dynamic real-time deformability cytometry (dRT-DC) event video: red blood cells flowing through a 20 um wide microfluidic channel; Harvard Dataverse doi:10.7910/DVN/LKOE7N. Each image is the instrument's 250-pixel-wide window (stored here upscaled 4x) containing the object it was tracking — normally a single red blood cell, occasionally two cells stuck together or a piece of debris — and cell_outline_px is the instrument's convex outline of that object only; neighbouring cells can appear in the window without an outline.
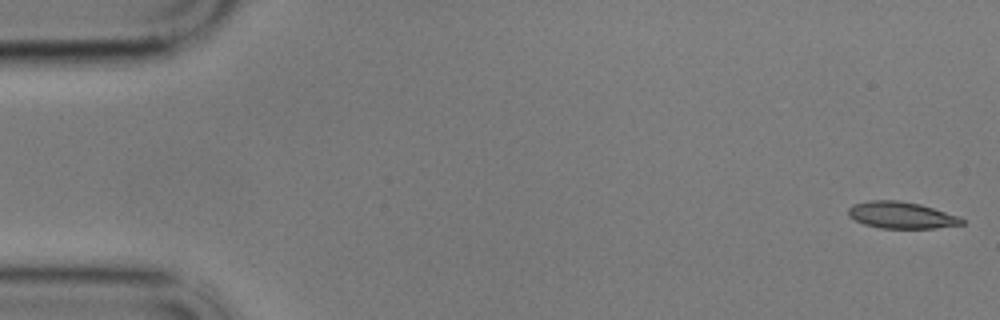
{"species": "common noctule bat (a hibernating species)", "species_latin": "Nyctalus noctula", "temperature_condition": "cold", "stored_images_in_passage": 59, "camera_frame_rate_fps": 3000, "um_per_image_px": 0.085, "animal": {"sex": "male", "body_mass_g": 17.9}, "frame": {"image": 1, "passage_image": 1, "time_ms": 0.0, "image_size_px": [1000, 320], "cell_outline_px": [[964, 224], [936, 228], [880, 228], [864, 224], [848, 216], [848, 208], [852, 204], [868, 200], [900, 200], [920, 204], [960, 216], [964, 220]], "centroid_in_image_um": [76.61, 18.28], "position_along_channel_um": 8.4, "area_um2": 17.8}}
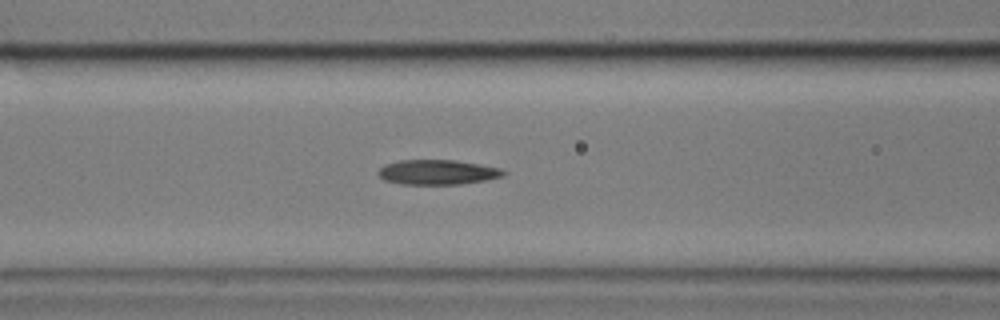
{"frame": {"image": 2, "passage_image": 23, "time_ms": 7.333, "image_size_px": [1000, 320], "cell_outline_px": [[508, 172], [504, 176], [484, 180], [460, 184], [400, 184], [384, 180], [376, 172], [384, 164], [400, 160], [456, 160], [480, 164], [500, 168]], "centroid_in_image_um": [37.18, 14.63], "position_along_channel_um": 129.4, "area_um2": 18.21}}
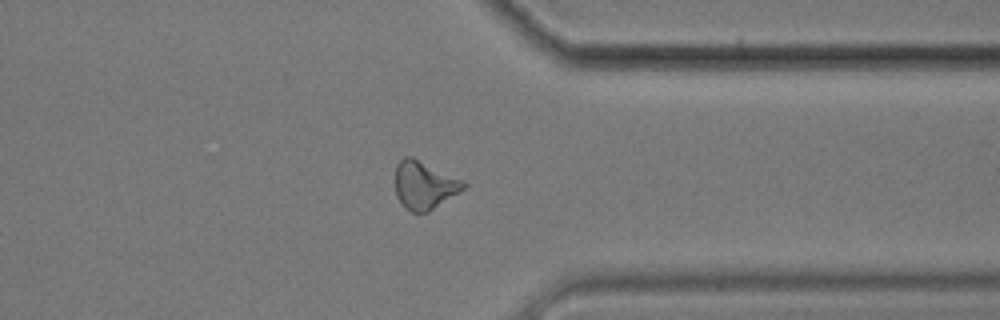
{"frame": {"image": 3, "passage_image": 45, "time_ms": 14.667, "image_size_px": [1000, 320], "cell_outline_px": [[468, 184], [464, 188], [428, 212], [412, 212], [396, 196], [396, 164], [404, 156], [412, 156], [464, 180]], "centroid_in_image_um": [36.07, 15.7], "position_along_channel_um": 375.3, "area_um2": 18.84}, "authors_computed_cell_mechanics": {"area_um2": 18.4382, "velocity_mm_per_s": 3.4198, "shape_relaxation_time_tau1_ms": null, "shape_relaxation_time_tau2_ms": 5.4427, "deformation_change_tau1": null, "deformation_change_tau2": 0.1547}}